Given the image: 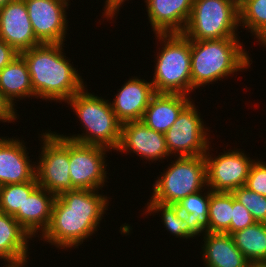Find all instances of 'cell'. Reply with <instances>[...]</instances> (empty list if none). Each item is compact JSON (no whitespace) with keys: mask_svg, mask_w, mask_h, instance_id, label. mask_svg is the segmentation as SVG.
I'll use <instances>...</instances> for the list:
<instances>
[{"mask_svg":"<svg viewBox=\"0 0 266 267\" xmlns=\"http://www.w3.org/2000/svg\"><path fill=\"white\" fill-rule=\"evenodd\" d=\"M108 198L99 190L74 189L61 193L55 197L49 226L39 238L59 249L78 248L96 233L109 208Z\"/></svg>","mask_w":266,"mask_h":267,"instance_id":"obj_1","label":"cell"},{"mask_svg":"<svg viewBox=\"0 0 266 267\" xmlns=\"http://www.w3.org/2000/svg\"><path fill=\"white\" fill-rule=\"evenodd\" d=\"M64 45L43 43L20 53L27 64L37 99L67 102L86 86L78 70L63 54Z\"/></svg>","mask_w":266,"mask_h":267,"instance_id":"obj_2","label":"cell"},{"mask_svg":"<svg viewBox=\"0 0 266 267\" xmlns=\"http://www.w3.org/2000/svg\"><path fill=\"white\" fill-rule=\"evenodd\" d=\"M239 39L191 40L192 92L250 67L252 58Z\"/></svg>","mask_w":266,"mask_h":267,"instance_id":"obj_3","label":"cell"},{"mask_svg":"<svg viewBox=\"0 0 266 267\" xmlns=\"http://www.w3.org/2000/svg\"><path fill=\"white\" fill-rule=\"evenodd\" d=\"M85 87L87 86L66 102L81 121L84 131L72 136L61 135L78 143L103 146L116 151L120 143L122 123L112 110L111 101L89 93Z\"/></svg>","mask_w":266,"mask_h":267,"instance_id":"obj_4","label":"cell"},{"mask_svg":"<svg viewBox=\"0 0 266 267\" xmlns=\"http://www.w3.org/2000/svg\"><path fill=\"white\" fill-rule=\"evenodd\" d=\"M162 46L155 57L151 81L155 93H179L190 96L191 40L182 33L155 34Z\"/></svg>","mask_w":266,"mask_h":267,"instance_id":"obj_5","label":"cell"},{"mask_svg":"<svg viewBox=\"0 0 266 267\" xmlns=\"http://www.w3.org/2000/svg\"><path fill=\"white\" fill-rule=\"evenodd\" d=\"M239 5L233 0H193L182 34L196 41L238 38ZM238 36V37H237Z\"/></svg>","mask_w":266,"mask_h":267,"instance_id":"obj_6","label":"cell"},{"mask_svg":"<svg viewBox=\"0 0 266 267\" xmlns=\"http://www.w3.org/2000/svg\"><path fill=\"white\" fill-rule=\"evenodd\" d=\"M167 170L152 185V201L177 205L190 194L207 187L206 161L204 156L176 157ZM204 187V188H203Z\"/></svg>","mask_w":266,"mask_h":267,"instance_id":"obj_7","label":"cell"},{"mask_svg":"<svg viewBox=\"0 0 266 267\" xmlns=\"http://www.w3.org/2000/svg\"><path fill=\"white\" fill-rule=\"evenodd\" d=\"M40 134L43 145L36 165V180L40 187L55 196L74 190L70 178L69 139L57 132Z\"/></svg>","mask_w":266,"mask_h":267,"instance_id":"obj_8","label":"cell"},{"mask_svg":"<svg viewBox=\"0 0 266 267\" xmlns=\"http://www.w3.org/2000/svg\"><path fill=\"white\" fill-rule=\"evenodd\" d=\"M200 115L194 101H191L165 132L166 146L171 156H204L208 148L212 149L209 144L210 129L206 127Z\"/></svg>","mask_w":266,"mask_h":267,"instance_id":"obj_9","label":"cell"},{"mask_svg":"<svg viewBox=\"0 0 266 267\" xmlns=\"http://www.w3.org/2000/svg\"><path fill=\"white\" fill-rule=\"evenodd\" d=\"M110 149L69 139L70 178L75 189L100 190L107 181L106 152Z\"/></svg>","mask_w":266,"mask_h":267,"instance_id":"obj_10","label":"cell"},{"mask_svg":"<svg viewBox=\"0 0 266 267\" xmlns=\"http://www.w3.org/2000/svg\"><path fill=\"white\" fill-rule=\"evenodd\" d=\"M209 148L204 155L206 161L207 187L213 192L232 193L245 186L251 164L255 161L240 149L228 150L221 155L210 154Z\"/></svg>","mask_w":266,"mask_h":267,"instance_id":"obj_11","label":"cell"},{"mask_svg":"<svg viewBox=\"0 0 266 267\" xmlns=\"http://www.w3.org/2000/svg\"><path fill=\"white\" fill-rule=\"evenodd\" d=\"M70 0H24L36 38L43 43H63L67 34ZM67 8V9H66Z\"/></svg>","mask_w":266,"mask_h":267,"instance_id":"obj_12","label":"cell"},{"mask_svg":"<svg viewBox=\"0 0 266 267\" xmlns=\"http://www.w3.org/2000/svg\"><path fill=\"white\" fill-rule=\"evenodd\" d=\"M117 152L135 153L147 161H159L170 157L165 135L159 133L142 121H129L122 124Z\"/></svg>","mask_w":266,"mask_h":267,"instance_id":"obj_13","label":"cell"},{"mask_svg":"<svg viewBox=\"0 0 266 267\" xmlns=\"http://www.w3.org/2000/svg\"><path fill=\"white\" fill-rule=\"evenodd\" d=\"M0 38L19 54L42 44L34 34L24 0L0 8Z\"/></svg>","mask_w":266,"mask_h":267,"instance_id":"obj_14","label":"cell"},{"mask_svg":"<svg viewBox=\"0 0 266 267\" xmlns=\"http://www.w3.org/2000/svg\"><path fill=\"white\" fill-rule=\"evenodd\" d=\"M25 145L19 138L0 137V186L30 182L36 177L37 162L30 160Z\"/></svg>","mask_w":266,"mask_h":267,"instance_id":"obj_15","label":"cell"},{"mask_svg":"<svg viewBox=\"0 0 266 267\" xmlns=\"http://www.w3.org/2000/svg\"><path fill=\"white\" fill-rule=\"evenodd\" d=\"M116 94L111 107L117 119L123 124L129 121H141L155 91L151 81L134 76L123 84Z\"/></svg>","mask_w":266,"mask_h":267,"instance_id":"obj_16","label":"cell"},{"mask_svg":"<svg viewBox=\"0 0 266 267\" xmlns=\"http://www.w3.org/2000/svg\"><path fill=\"white\" fill-rule=\"evenodd\" d=\"M144 3L155 34L182 33L193 6V0H145Z\"/></svg>","mask_w":266,"mask_h":267,"instance_id":"obj_17","label":"cell"},{"mask_svg":"<svg viewBox=\"0 0 266 267\" xmlns=\"http://www.w3.org/2000/svg\"><path fill=\"white\" fill-rule=\"evenodd\" d=\"M193 99L188 95L179 93H155L141 121L149 128L165 134L178 118L180 112Z\"/></svg>","mask_w":266,"mask_h":267,"instance_id":"obj_18","label":"cell"},{"mask_svg":"<svg viewBox=\"0 0 266 267\" xmlns=\"http://www.w3.org/2000/svg\"><path fill=\"white\" fill-rule=\"evenodd\" d=\"M55 197L45 188L38 186L25 199L23 208L13 216L31 237H36L39 231L43 234L49 226Z\"/></svg>","mask_w":266,"mask_h":267,"instance_id":"obj_19","label":"cell"},{"mask_svg":"<svg viewBox=\"0 0 266 267\" xmlns=\"http://www.w3.org/2000/svg\"><path fill=\"white\" fill-rule=\"evenodd\" d=\"M201 247L205 267H248L249 262L235 246L232 235L206 232Z\"/></svg>","mask_w":266,"mask_h":267,"instance_id":"obj_20","label":"cell"},{"mask_svg":"<svg viewBox=\"0 0 266 267\" xmlns=\"http://www.w3.org/2000/svg\"><path fill=\"white\" fill-rule=\"evenodd\" d=\"M29 239L32 237L12 215L0 212V259L4 265L28 262Z\"/></svg>","mask_w":266,"mask_h":267,"instance_id":"obj_21","label":"cell"},{"mask_svg":"<svg viewBox=\"0 0 266 267\" xmlns=\"http://www.w3.org/2000/svg\"><path fill=\"white\" fill-rule=\"evenodd\" d=\"M0 90L13 106L19 99L36 97L27 64L20 54L0 70Z\"/></svg>","mask_w":266,"mask_h":267,"instance_id":"obj_22","label":"cell"},{"mask_svg":"<svg viewBox=\"0 0 266 267\" xmlns=\"http://www.w3.org/2000/svg\"><path fill=\"white\" fill-rule=\"evenodd\" d=\"M206 189L208 190L207 192ZM210 199L211 190L205 187V189L197 193L188 195L176 205L179 211L184 214V221L188 224L189 238L210 232L208 215Z\"/></svg>","mask_w":266,"mask_h":267,"instance_id":"obj_23","label":"cell"},{"mask_svg":"<svg viewBox=\"0 0 266 267\" xmlns=\"http://www.w3.org/2000/svg\"><path fill=\"white\" fill-rule=\"evenodd\" d=\"M232 237L249 263L266 262V223L256 222Z\"/></svg>","mask_w":266,"mask_h":267,"instance_id":"obj_24","label":"cell"},{"mask_svg":"<svg viewBox=\"0 0 266 267\" xmlns=\"http://www.w3.org/2000/svg\"><path fill=\"white\" fill-rule=\"evenodd\" d=\"M239 26L266 47V0H244L239 5Z\"/></svg>","mask_w":266,"mask_h":267,"instance_id":"obj_25","label":"cell"},{"mask_svg":"<svg viewBox=\"0 0 266 267\" xmlns=\"http://www.w3.org/2000/svg\"><path fill=\"white\" fill-rule=\"evenodd\" d=\"M233 210V194L213 192L209 202L210 232L226 233L230 229Z\"/></svg>","mask_w":266,"mask_h":267,"instance_id":"obj_26","label":"cell"},{"mask_svg":"<svg viewBox=\"0 0 266 267\" xmlns=\"http://www.w3.org/2000/svg\"><path fill=\"white\" fill-rule=\"evenodd\" d=\"M38 186L36 177L30 182L0 186V212L14 216Z\"/></svg>","mask_w":266,"mask_h":267,"instance_id":"obj_27","label":"cell"},{"mask_svg":"<svg viewBox=\"0 0 266 267\" xmlns=\"http://www.w3.org/2000/svg\"><path fill=\"white\" fill-rule=\"evenodd\" d=\"M145 208V212H148L145 215L160 212L164 228L166 227L167 232L169 231L175 238L190 239L188 237V224L184 221V214L179 211L176 205L161 204L150 199Z\"/></svg>","mask_w":266,"mask_h":267,"instance_id":"obj_28","label":"cell"},{"mask_svg":"<svg viewBox=\"0 0 266 267\" xmlns=\"http://www.w3.org/2000/svg\"><path fill=\"white\" fill-rule=\"evenodd\" d=\"M232 194L251 213L256 222L266 223V197L245 186L238 187Z\"/></svg>","mask_w":266,"mask_h":267,"instance_id":"obj_29","label":"cell"},{"mask_svg":"<svg viewBox=\"0 0 266 267\" xmlns=\"http://www.w3.org/2000/svg\"><path fill=\"white\" fill-rule=\"evenodd\" d=\"M245 187L266 197V162L257 159L251 164Z\"/></svg>","mask_w":266,"mask_h":267,"instance_id":"obj_30","label":"cell"},{"mask_svg":"<svg viewBox=\"0 0 266 267\" xmlns=\"http://www.w3.org/2000/svg\"><path fill=\"white\" fill-rule=\"evenodd\" d=\"M256 223L251 213L239 203L233 195V210L230 229L226 232L232 235L234 232L243 230Z\"/></svg>","mask_w":266,"mask_h":267,"instance_id":"obj_31","label":"cell"},{"mask_svg":"<svg viewBox=\"0 0 266 267\" xmlns=\"http://www.w3.org/2000/svg\"><path fill=\"white\" fill-rule=\"evenodd\" d=\"M12 103L2 94L0 90V123H12L17 121L18 113ZM17 113V114H16Z\"/></svg>","mask_w":266,"mask_h":267,"instance_id":"obj_32","label":"cell"},{"mask_svg":"<svg viewBox=\"0 0 266 267\" xmlns=\"http://www.w3.org/2000/svg\"><path fill=\"white\" fill-rule=\"evenodd\" d=\"M19 53L0 38V70L7 66Z\"/></svg>","mask_w":266,"mask_h":267,"instance_id":"obj_33","label":"cell"},{"mask_svg":"<svg viewBox=\"0 0 266 267\" xmlns=\"http://www.w3.org/2000/svg\"><path fill=\"white\" fill-rule=\"evenodd\" d=\"M126 0H109V20L118 16L119 8L122 7ZM128 1V0H127Z\"/></svg>","mask_w":266,"mask_h":267,"instance_id":"obj_34","label":"cell"},{"mask_svg":"<svg viewBox=\"0 0 266 267\" xmlns=\"http://www.w3.org/2000/svg\"><path fill=\"white\" fill-rule=\"evenodd\" d=\"M105 4V6H104V10H102V11H104V12H102V16H104L105 17V19L106 20H109V0H105V2H104Z\"/></svg>","mask_w":266,"mask_h":267,"instance_id":"obj_35","label":"cell"},{"mask_svg":"<svg viewBox=\"0 0 266 267\" xmlns=\"http://www.w3.org/2000/svg\"><path fill=\"white\" fill-rule=\"evenodd\" d=\"M248 267H266V262L249 263Z\"/></svg>","mask_w":266,"mask_h":267,"instance_id":"obj_36","label":"cell"},{"mask_svg":"<svg viewBox=\"0 0 266 267\" xmlns=\"http://www.w3.org/2000/svg\"><path fill=\"white\" fill-rule=\"evenodd\" d=\"M15 0H0V8L4 7L6 4Z\"/></svg>","mask_w":266,"mask_h":267,"instance_id":"obj_37","label":"cell"},{"mask_svg":"<svg viewBox=\"0 0 266 267\" xmlns=\"http://www.w3.org/2000/svg\"><path fill=\"white\" fill-rule=\"evenodd\" d=\"M27 262H25V263H21V264H14V265H4L5 267H24L25 265H27L26 264Z\"/></svg>","mask_w":266,"mask_h":267,"instance_id":"obj_38","label":"cell"},{"mask_svg":"<svg viewBox=\"0 0 266 267\" xmlns=\"http://www.w3.org/2000/svg\"><path fill=\"white\" fill-rule=\"evenodd\" d=\"M235 1L238 5H240L244 0H233Z\"/></svg>","mask_w":266,"mask_h":267,"instance_id":"obj_39","label":"cell"}]
</instances>
